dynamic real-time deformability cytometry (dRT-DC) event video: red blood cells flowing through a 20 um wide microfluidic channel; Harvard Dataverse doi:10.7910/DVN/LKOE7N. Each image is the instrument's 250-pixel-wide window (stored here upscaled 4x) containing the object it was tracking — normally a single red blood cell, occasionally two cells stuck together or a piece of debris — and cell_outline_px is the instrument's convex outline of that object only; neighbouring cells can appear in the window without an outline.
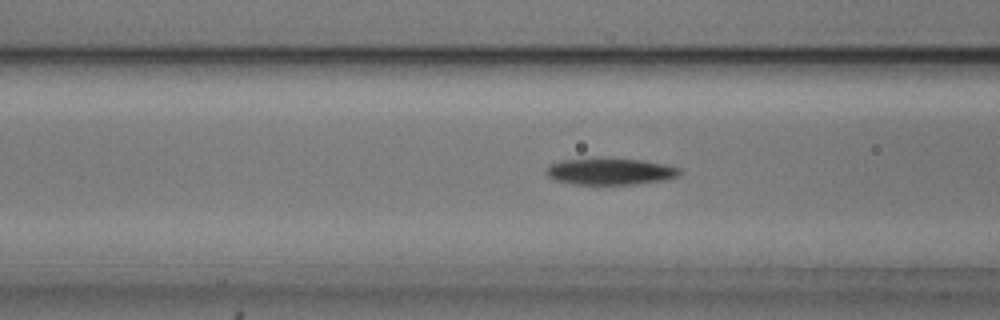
{"species": "common noctule bat (a hibernating species)", "species_latin": "Nyctalus noctula", "temperature_condition": "cold", "stored_images_in_passage": 55, "camera_frame_rate_fps": 3000, "um_per_image_px": 0.085, "animal": {"sex": "male", "body_mass_g": 20.5, "forearm_length_mm": 52.5}, "frame": {"image": 1, "passage_image": 21, "time_ms": 6.667, "image_size_px": [1000, 320], "cell_outline_px": [[680, 172], [676, 176], [664, 180], [636, 184], [576, 184], [556, 180], [548, 176], [544, 172], [548, 164], [560, 160], [592, 156], [600, 156], [640, 160], [664, 164], [680, 168]], "centroid_in_image_um": [51.77, 14.53], "position_along_channel_um": 114.8, "area_um2": 21.27}}
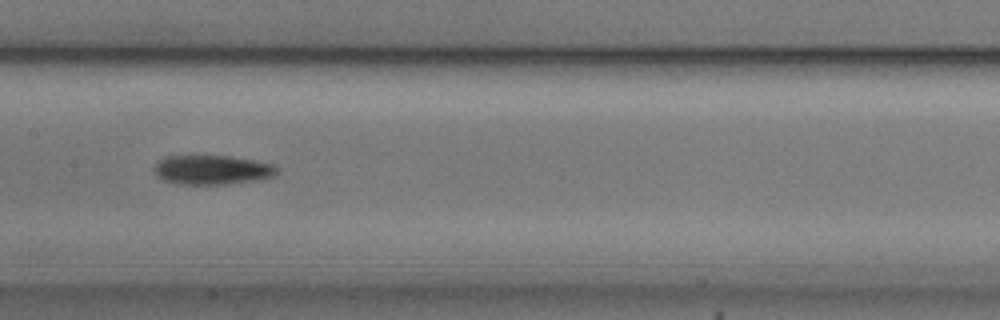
{"frame": {"image": 2, "passage_image": 27, "time_ms": 8.667, "image_size_px": [1000, 320], "cell_outline_px": [[276, 172], [272, 176], [252, 180], [228, 184], [180, 184], [164, 180], [156, 176], [152, 168], [156, 160], [164, 156], [232, 156], [256, 160], [272, 164], [276, 168]], "centroid_in_image_um": [17.93, 14.42], "position_along_channel_um": 189.5, "area_um2": 20.98}}
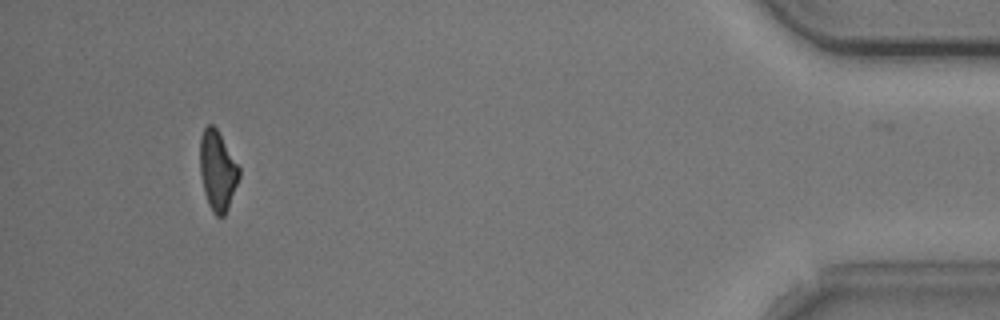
{"frame": {"image": 3, "passage_image": 51, "time_ms": 16.667, "image_size_px": [1000, 320], "cell_outline_px": [[240, 176], [228, 208], [224, 216], [216, 216], [212, 212], [208, 204], [204, 192], [200, 176], [200, 136], [204, 128], [208, 124], [212, 124], [216, 128], [240, 168]], "centroid_in_image_um": [18.48, 14.52], "position_along_channel_um": 416.7, "area_um2": 18.15}, "authors_computed_cell_mechanics": {"area_um2": 20.0566, "velocity_mm_per_s": 3.7158, "shape_relaxation_time_tau1_ms": 2.7492, "shape_relaxation_time_tau2_ms": null, "deformation_change_tau1": 0.1311, "deformation_change_tau2": null}}